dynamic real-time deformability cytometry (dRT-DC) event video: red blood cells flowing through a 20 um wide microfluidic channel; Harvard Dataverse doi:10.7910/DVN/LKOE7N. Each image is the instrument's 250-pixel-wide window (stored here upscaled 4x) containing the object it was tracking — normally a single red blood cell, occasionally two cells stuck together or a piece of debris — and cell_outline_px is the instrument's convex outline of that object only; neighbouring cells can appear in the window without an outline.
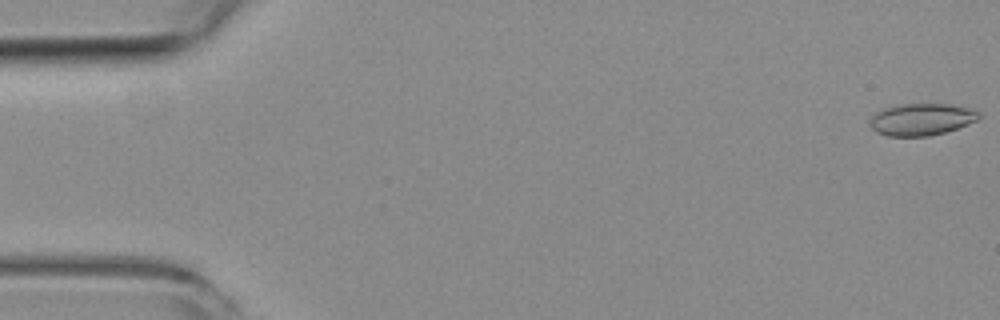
{"species": "common noctule bat (a hibernating species)", "species_latin": "Nyctalus noctula", "temperature_condition": "room temperature", "stored_images_in_passage": 5, "camera_frame_rate_fps": 3000, "um_per_image_px": 0.085, "animal": {"sex": "female", "body_mass_g": 19.3, "forearm_length_mm": 54.1}, "frame": {"image": 1, "passage_image": 1, "time_ms": 0.0, "image_size_px": [1000, 320], "cell_outline_px": [[980, 116], [976, 120], [968, 124], [944, 132], [928, 136], [888, 136], [876, 132], [868, 124], [872, 116], [876, 112], [884, 108], [900, 104], [952, 104], [972, 108], [980, 112]], "centroid_in_image_um": [78.32, 10.14], "position_along_channel_um": 6.7, "area_um2": 20.35}}